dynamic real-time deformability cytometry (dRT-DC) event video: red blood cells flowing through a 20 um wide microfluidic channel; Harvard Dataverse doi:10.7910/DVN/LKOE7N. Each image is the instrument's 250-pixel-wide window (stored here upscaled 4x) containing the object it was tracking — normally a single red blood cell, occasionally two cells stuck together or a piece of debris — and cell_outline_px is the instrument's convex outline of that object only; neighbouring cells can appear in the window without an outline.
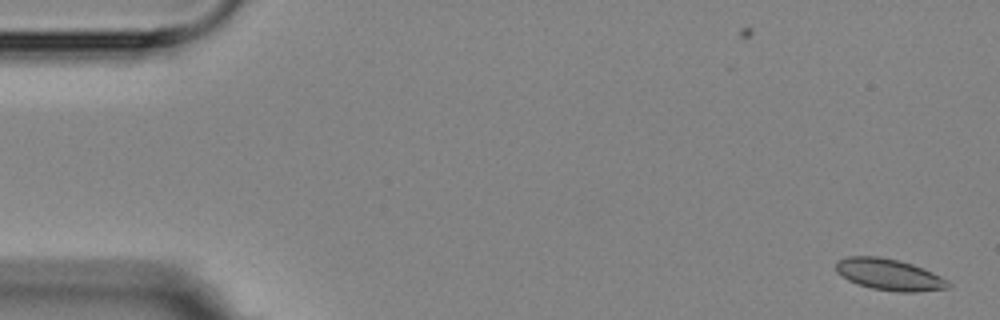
{"species": "Egyptian fruit bat (a non-hibernating species)", "species_latin": "Rousettus aegyptiacus", "temperature_condition": "room temperature", "stored_images_in_passage": 5, "camera_frame_rate_fps": 3000, "um_per_image_px": 0.085, "animal": {"sex": "female"}, "frame": {"image": 1, "passage_image": 1, "time_ms": 0.0, "image_size_px": [1000, 320], "cell_outline_px": [[952, 284], [948, 288], [916, 292], [896, 292], [872, 288], [856, 284], [848, 280], [836, 272], [836, 264], [840, 260], [848, 256], [880, 256], [900, 260], [924, 268], [948, 280]], "centroid_in_image_um": [75.6, 23.34], "position_along_channel_um": 9.4, "area_um2": 20.69}}
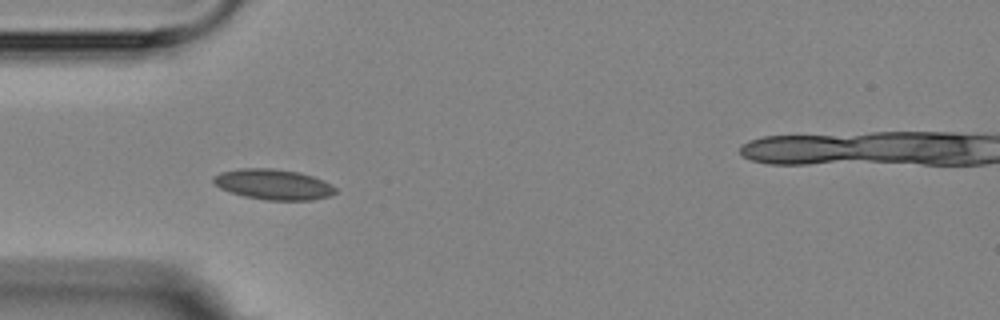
{"frame": {"image": 2, "passage_image": 4, "time_ms": 5.0, "image_size_px": [1000, 320], "cell_outline_px": [[336, 192], [332, 196], [312, 200], [264, 200], [244, 196], [220, 188], [212, 180], [212, 176], [220, 172], [240, 168], [272, 168], [296, 172], [312, 176], [324, 180], [332, 184], [336, 188]], "centroid_in_image_um": [23.25, 15.67], "position_along_channel_um": 61.7, "area_um2": 21.73}}
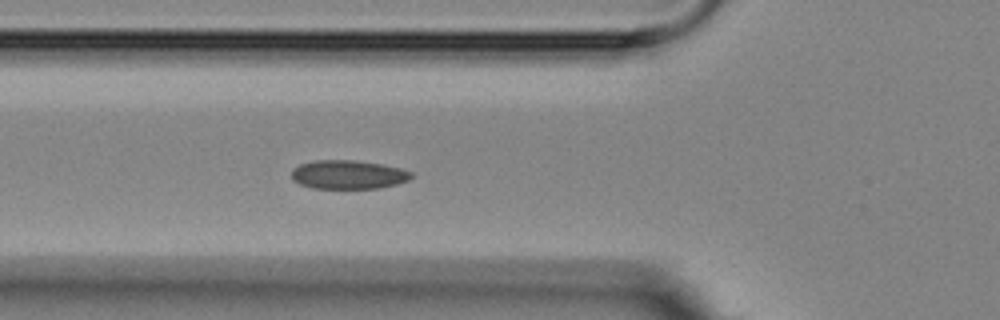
{"frame": {"image": 3, "passage_image": 5, "time_ms": 6.0, "image_size_px": [1000, 320], "cell_outline_px": [[412, 176], [408, 180], [396, 184], [380, 188], [312, 188], [300, 184], [292, 180], [292, 168], [300, 164], [316, 160], [356, 160], [380, 164], [400, 168], [412, 172]], "centroid_in_image_um": [29.57, 14.84], "position_along_channel_um": 96.2, "area_um2": 20.06}}